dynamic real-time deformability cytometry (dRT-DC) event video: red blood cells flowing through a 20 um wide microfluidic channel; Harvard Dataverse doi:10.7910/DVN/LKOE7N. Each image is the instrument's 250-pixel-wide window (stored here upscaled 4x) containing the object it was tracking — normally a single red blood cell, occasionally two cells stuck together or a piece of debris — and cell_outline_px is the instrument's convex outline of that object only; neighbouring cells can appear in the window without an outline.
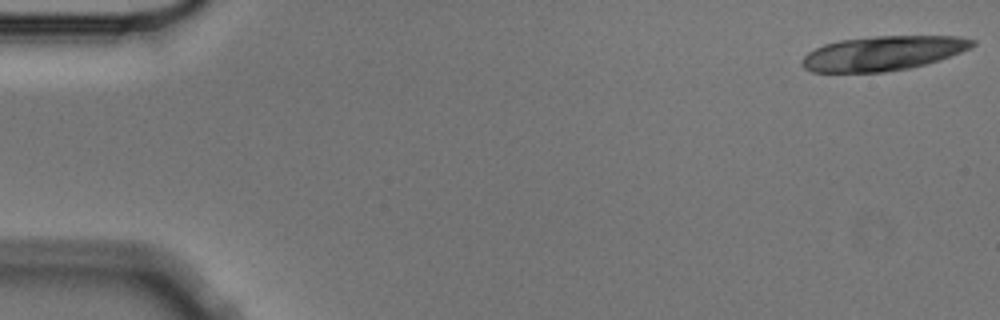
{"species": "Egyptian fruit bat (a non-hibernating species)", "species_latin": "Rousettus aegyptiacus", "temperature_condition": "cold", "stored_images_in_passage": 7, "camera_frame_rate_fps": 3000, "um_per_image_px": 0.085, "animal": {"sex": "male"}, "frame": {"image": 1, "passage_image": 1, "time_ms": 0.0, "image_size_px": [1000, 320], "cell_outline_px": [[976, 44], [972, 48], [940, 60], [908, 68], [884, 72], [812, 72], [804, 68], [800, 64], [800, 60], [808, 52], [824, 44], [840, 40], [876, 36], [960, 36], [976, 40]], "centroid_in_image_um": [75.06, 4.52], "position_along_channel_um": 9.9, "area_um2": 34.39}}
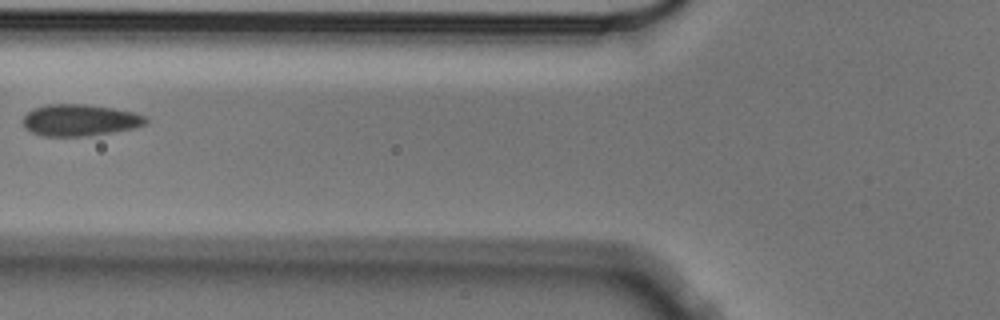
{"frame": {"image": 2, "passage_image": 6, "time_ms": 1.667, "image_size_px": [1000, 320], "cell_outline_px": [[148, 120], [144, 124], [132, 128], [112, 132], [88, 136], [44, 136], [32, 132], [24, 128], [24, 116], [32, 108], [48, 104], [84, 104], [112, 108], [132, 112], [144, 116]], "centroid_in_image_um": [6.74, 10.21], "position_along_channel_um": 119.1, "area_um2": 22.43}}
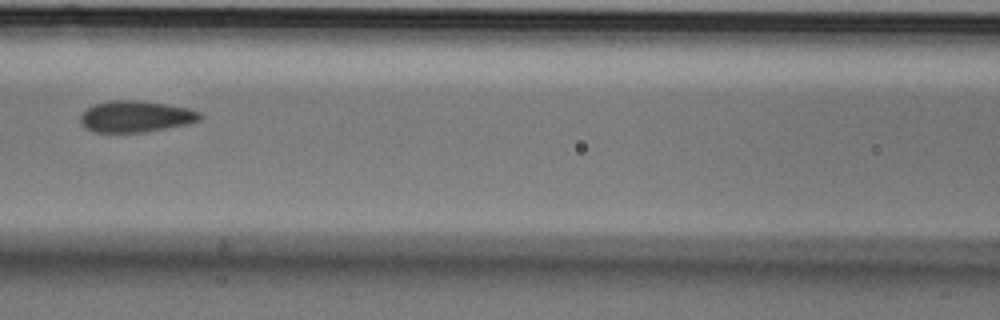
{"frame": {"image": 3, "passage_image": 7, "time_ms": 2.0, "image_size_px": [1000, 320], "cell_outline_px": [[204, 116], [200, 120], [188, 124], [148, 132], [92, 132], [84, 128], [80, 124], [80, 116], [92, 104], [108, 100], [140, 100], [188, 108], [200, 112]], "centroid_in_image_um": [11.53, 9.9], "position_along_channel_um": 155.1, "area_um2": 22.2}}